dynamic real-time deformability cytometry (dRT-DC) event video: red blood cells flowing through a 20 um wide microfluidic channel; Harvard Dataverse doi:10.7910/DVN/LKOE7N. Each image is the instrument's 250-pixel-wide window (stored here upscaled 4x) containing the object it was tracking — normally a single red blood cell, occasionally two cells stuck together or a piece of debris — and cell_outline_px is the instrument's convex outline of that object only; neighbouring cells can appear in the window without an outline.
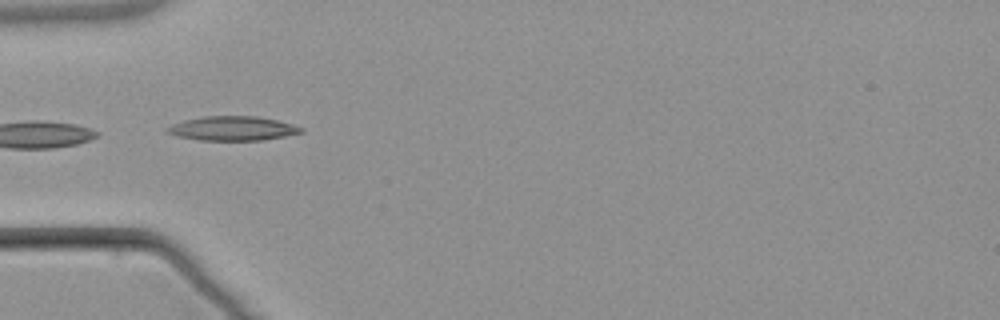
{"species": "common noctule bat (a hibernating species)", "species_latin": "Nyctalus noctula", "temperature_condition": "warm", "stored_images_in_passage": 6, "camera_frame_rate_fps": 3000, "um_per_image_px": 0.085, "animal": {"sex": "male", "body_mass_g": 21.5, "forearm_length_mm": 52.0}, "frame": {"image": 1, "passage_image": 4, "time_ms": 5.333, "image_size_px": [1000, 320], "cell_outline_px": [[304, 132], [264, 140], [200, 140], [176, 136], [168, 132], [164, 128], [172, 124], [184, 120], [204, 116], [256, 116], [276, 120], [292, 124], [304, 128]], "centroid_in_image_um": [19.76, 10.91], "position_along_channel_um": 65.2, "area_um2": 18.9}}
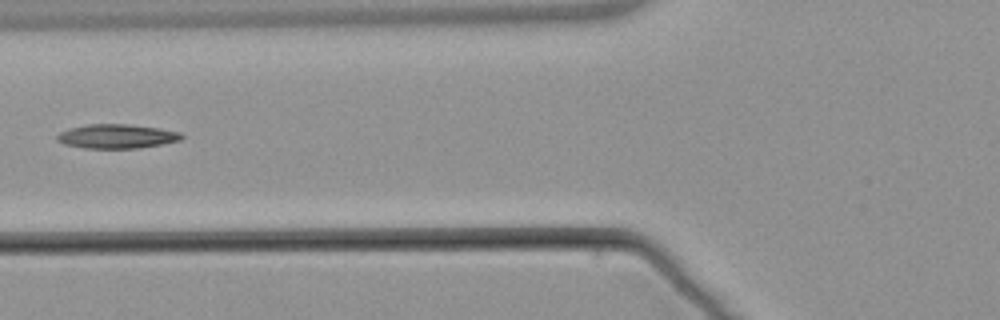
{"frame": {"image": 2, "passage_image": 5, "time_ms": 6.667, "image_size_px": [1000, 320], "cell_outline_px": [[184, 136], [180, 140], [140, 148], [84, 148], [64, 144], [56, 140], [56, 136], [60, 132], [72, 128], [88, 124], [128, 124], [160, 128], [180, 132]], "centroid_in_image_um": [9.93, 11.58], "position_along_channel_um": 115.9, "area_um2": 17.46}}
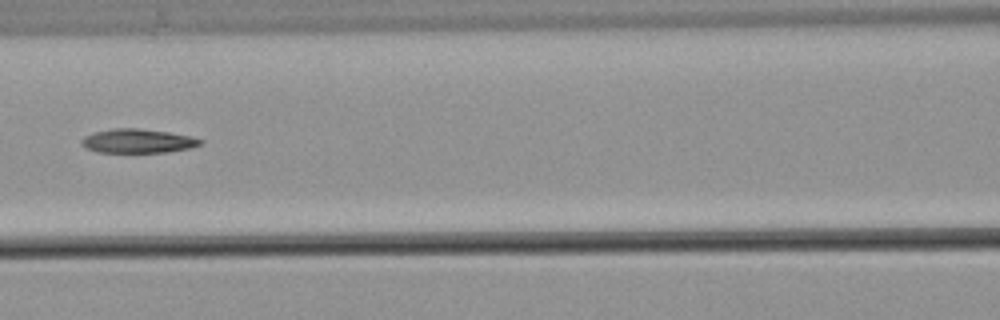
{"frame": {"image": 3, "passage_image": 6, "time_ms": 7.667, "image_size_px": [1000, 320], "cell_outline_px": [[204, 140], [200, 144], [188, 148], [168, 152], [96, 152], [84, 148], [80, 144], [80, 140], [84, 136], [92, 132], [116, 128], [140, 128], [168, 132], [188, 136]], "centroid_in_image_um": [11.62, 11.98], "position_along_channel_um": 155.0, "area_um2": 16.65}}